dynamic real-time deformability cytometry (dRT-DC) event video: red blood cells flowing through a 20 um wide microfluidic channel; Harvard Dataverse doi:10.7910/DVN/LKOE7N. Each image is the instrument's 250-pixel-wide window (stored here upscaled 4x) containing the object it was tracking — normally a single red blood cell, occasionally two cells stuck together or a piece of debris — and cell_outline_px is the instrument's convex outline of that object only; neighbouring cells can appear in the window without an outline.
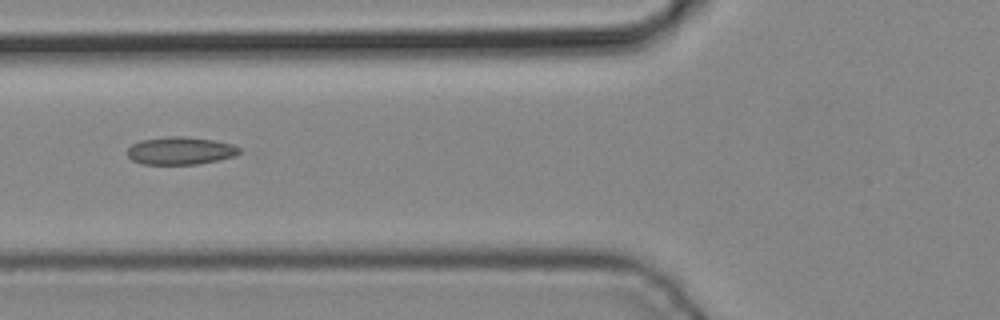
{"species": "common noctule bat (a hibernating species)", "species_latin": "Nyctalus noctula", "temperature_condition": "cold", "stored_images_in_passage": 6, "camera_frame_rate_fps": 3000, "um_per_image_px": 0.085, "animal": {"sex": "male", "body_mass_g": 19.2, "forearm_length_mm": 51.8}, "frame": {"image": 1, "passage_image": 6, "time_ms": 1.667, "image_size_px": [1000, 320], "cell_outline_px": [[240, 152], [236, 156], [220, 160], [196, 164], [144, 164], [132, 160], [128, 156], [128, 148], [132, 144], [140, 140], [168, 136], [184, 136], [216, 140], [232, 144], [240, 148]], "centroid_in_image_um": [15.36, 12.8], "position_along_channel_um": 110.4, "area_um2": 18.21}}